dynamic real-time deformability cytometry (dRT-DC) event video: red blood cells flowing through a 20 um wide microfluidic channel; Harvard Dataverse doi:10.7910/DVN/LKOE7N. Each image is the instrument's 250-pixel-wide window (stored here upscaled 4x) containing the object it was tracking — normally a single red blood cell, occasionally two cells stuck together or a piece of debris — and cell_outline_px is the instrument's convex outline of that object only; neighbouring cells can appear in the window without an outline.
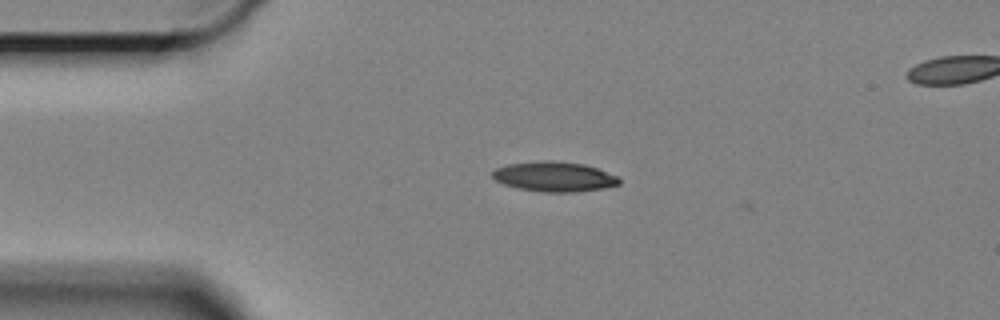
{"species": "Egyptian fruit bat (a non-hibernating species)", "species_latin": "Rousettus aegyptiacus", "temperature_condition": "cold", "stored_images_in_passage": 3, "camera_frame_rate_fps": 3000, "um_per_image_px": 0.085, "animal": {"sex": "female"}, "frame": {"image": 1, "passage_image": 1, "time_ms": 0.0, "image_size_px": [1000, 320], "cell_outline_px": [[620, 184], [604, 188], [576, 192], [540, 192], [516, 188], [504, 184], [496, 180], [492, 176], [492, 172], [496, 168], [508, 164], [544, 160], [552, 160], [584, 164], [596, 168], [616, 176], [620, 180]], "centroid_in_image_um": [47.09, 15.02], "position_along_channel_um": 37.9, "area_um2": 22.08}}